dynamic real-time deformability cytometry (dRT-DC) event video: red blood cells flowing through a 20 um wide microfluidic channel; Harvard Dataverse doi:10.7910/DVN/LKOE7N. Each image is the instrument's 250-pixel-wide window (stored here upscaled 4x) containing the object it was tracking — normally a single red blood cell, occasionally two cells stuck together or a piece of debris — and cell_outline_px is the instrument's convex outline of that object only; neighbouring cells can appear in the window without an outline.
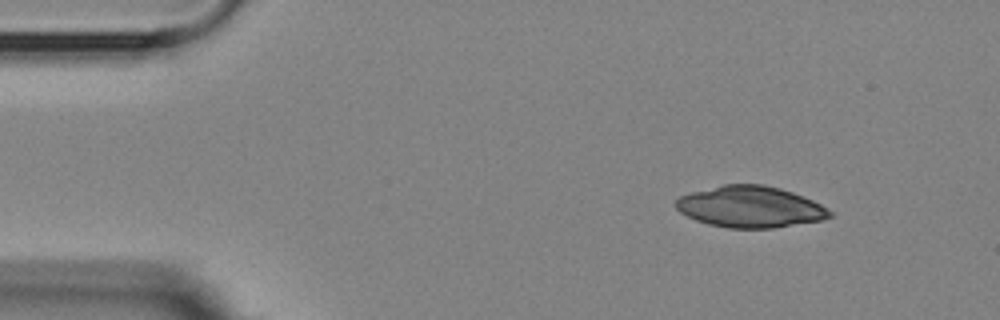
{"species": "Egyptian fruit bat (a non-hibernating species)", "species_latin": "Rousettus aegyptiacus", "temperature_condition": "room temperature", "stored_images_in_passage": 3, "camera_frame_rate_fps": 3000, "um_per_image_px": 0.085, "animal": {"sex": "female"}, "frame": {"image": 1, "passage_image": 1, "time_ms": 0.0, "image_size_px": [1000, 320], "cell_outline_px": [[832, 216], [820, 220], [772, 228], [728, 228], [708, 224], [696, 220], [680, 212], [676, 208], [676, 200], [680, 196], [692, 192], [724, 184], [764, 184], [780, 188], [792, 192], [812, 200], [820, 204], [832, 212]], "centroid_in_image_um": [63.75, 17.58], "position_along_channel_um": 21.2, "area_um2": 36.82}}